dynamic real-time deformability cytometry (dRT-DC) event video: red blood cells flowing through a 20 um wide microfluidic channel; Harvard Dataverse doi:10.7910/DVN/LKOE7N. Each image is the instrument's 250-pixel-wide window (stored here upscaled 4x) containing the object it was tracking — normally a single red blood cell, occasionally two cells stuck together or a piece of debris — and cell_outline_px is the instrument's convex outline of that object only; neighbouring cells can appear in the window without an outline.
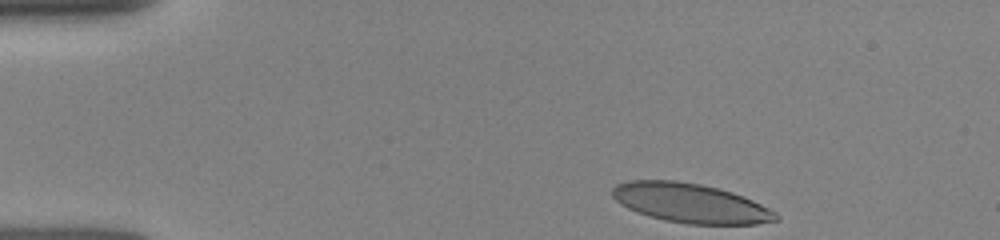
{"species": "human", "species_latin": "Homo sapiens", "temperature_condition": "room temperature", "stored_images_in_passage": 32, "camera_frame_rate_fps": 3000, "um_per_image_px": 0.085, "donor": {"sex": "female"}, "frame": {"image": 1, "passage_image": 1, "time_ms": 0.0, "image_size_px": [1000, 240], "cell_outline_px": [[780, 220], [756, 224], [688, 224], [664, 220], [648, 216], [636, 212], [620, 204], [612, 196], [612, 188], [616, 184], [628, 180], [676, 180], [700, 184], [720, 188], [732, 192], [752, 200], [776, 212], [780, 216]], "centroid_in_image_um": [58.68, 17.26], "position_along_channel_um": 26.3, "area_um2": 37.69}}
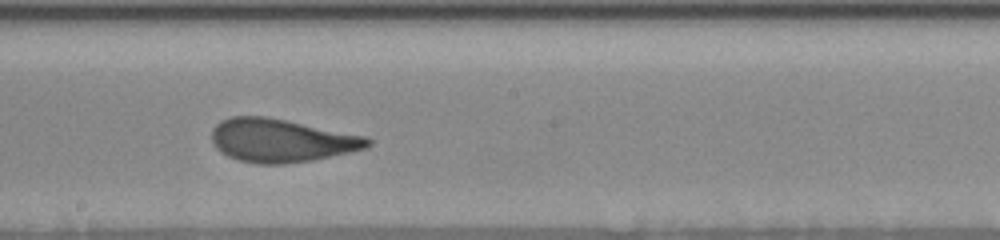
{"frame": {"image": 2, "passage_image": 18, "time_ms": 6.667, "image_size_px": [1000, 240], "cell_outline_px": [[372, 144], [368, 148], [312, 160], [284, 164], [256, 164], [240, 160], [228, 156], [220, 152], [212, 144], [212, 128], [220, 120], [232, 116], [264, 116], [364, 136], [372, 140]], "centroid_in_image_um": [23.87, 11.95], "position_along_channel_um": 224.3, "area_um2": 39.13}}
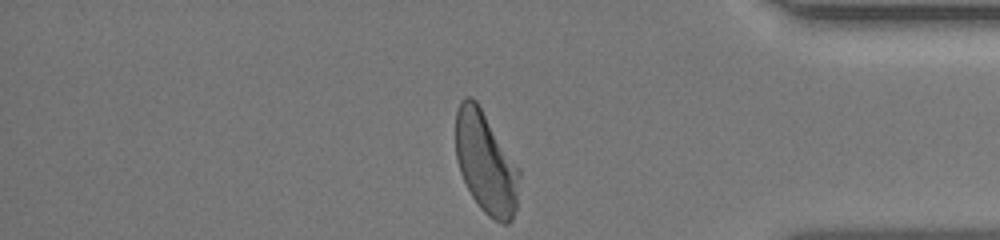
{"frame": {"image": 3, "passage_image": 32, "time_ms": 11.333, "image_size_px": [1000, 240], "cell_outline_px": [[520, 176], [516, 208], [512, 220], [508, 224], [504, 224], [488, 216], [480, 208], [472, 196], [460, 172], [456, 160], [456, 112], [460, 100], [464, 96], [472, 96], [476, 100], [520, 168]], "centroid_in_image_um": [41.3, 13.82], "position_along_channel_um": 393.9, "area_um2": 37.86}}